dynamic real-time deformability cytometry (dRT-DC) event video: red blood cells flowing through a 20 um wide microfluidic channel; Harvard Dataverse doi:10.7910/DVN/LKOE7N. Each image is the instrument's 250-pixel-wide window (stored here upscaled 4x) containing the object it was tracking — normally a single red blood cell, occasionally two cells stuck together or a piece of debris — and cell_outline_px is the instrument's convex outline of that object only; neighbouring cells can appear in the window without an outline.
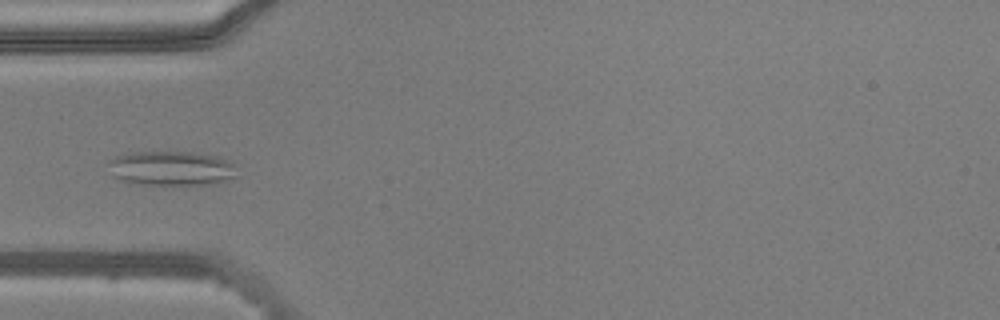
{"species": "common noctule bat (a hibernating species)", "species_latin": "Nyctalus noctula", "temperature_condition": "warm", "stored_images_in_passage": 48, "camera_frame_rate_fps": 3000, "um_per_image_px": 0.085, "animal": {"sex": "male", "body_mass_g": 20.5, "forearm_length_mm": 52.5}, "frame": {"image": 1, "passage_image": 12, "time_ms": 3.667, "image_size_px": [1000, 320], "cell_outline_px": [[236, 176], [228, 180], [216, 184], [140, 184], [124, 180], [112, 176], [108, 164], [108, 160], [116, 156], [128, 152], [192, 152], [220, 156], [228, 160], [232, 164]], "centroid_in_image_um": [14.56, 14.29], "position_along_channel_um": 70.4, "area_um2": 25.84}}
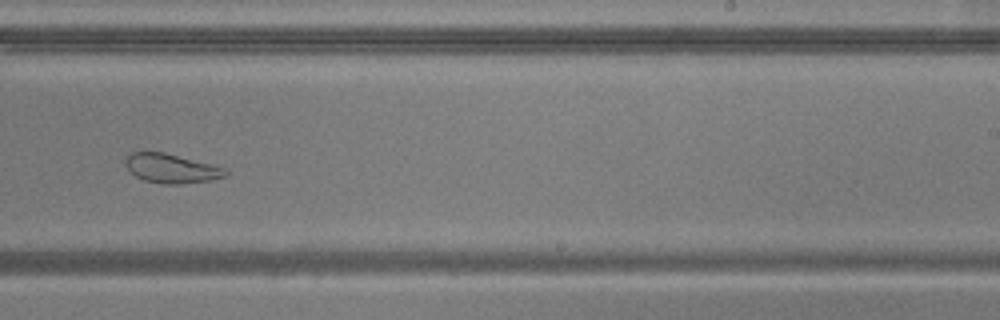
{"frame": {"image": 2, "passage_image": 28, "time_ms": 9.0, "image_size_px": [1000, 320], "cell_outline_px": [[228, 176], [212, 180], [180, 184], [164, 184], [144, 180], [136, 176], [124, 164], [124, 160], [128, 152], [164, 152], [228, 168]], "centroid_in_image_um": [14.6, 14.31], "position_along_channel_um": 274.4, "area_um2": 17.22}}
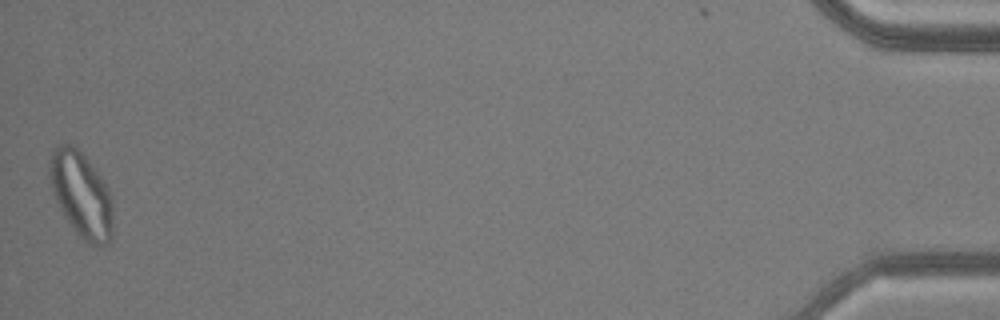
{"frame": {"image": 3, "passage_image": 48, "time_ms": 15.667, "image_size_px": [1000, 320], "cell_outline_px": [[112, 240], [108, 244], [92, 244], [84, 240], [76, 232], [64, 216], [52, 192], [48, 172], [48, 164], [52, 152], [56, 144], [72, 144], [84, 156], [100, 176], [108, 188], [112, 200]], "centroid_in_image_um": [6.89, 16.53], "position_along_channel_um": 428.3, "area_um2": 31.39}, "authors_computed_cell_mechanics": {"area_um2": 24.6806, "velocity_mm_per_s": 3.8092, "shape_relaxation_time_tau1_ms": null, "shape_relaxation_time_tau2_ms": 2.2125, "deformation_change_tau1": null, "deformation_change_tau2": 0.0968}}